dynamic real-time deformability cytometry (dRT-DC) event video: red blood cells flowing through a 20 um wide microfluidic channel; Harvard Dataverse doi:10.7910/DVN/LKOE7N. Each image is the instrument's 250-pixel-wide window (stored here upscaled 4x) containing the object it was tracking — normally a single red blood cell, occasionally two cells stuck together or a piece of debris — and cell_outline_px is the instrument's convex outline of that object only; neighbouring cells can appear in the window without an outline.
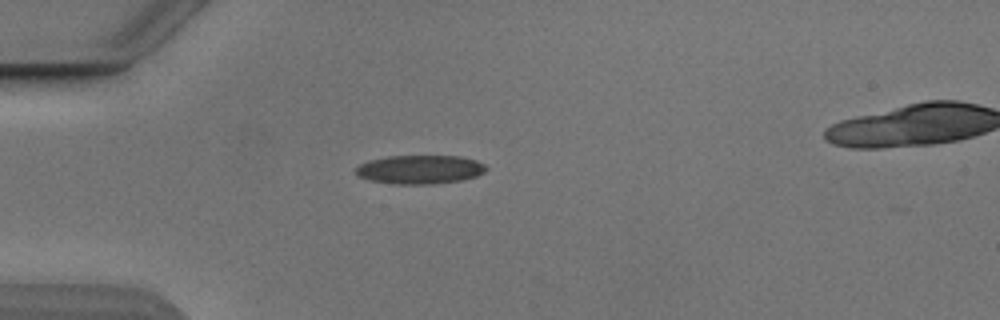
{"species": "Egyptian fruit bat (a non-hibernating species)", "species_latin": "Rousettus aegyptiacus", "temperature_condition": "cold", "stored_images_in_passage": 40, "segment_of_instrument_passage": [1, 2], "camera_frame_rate_fps": 3000, "um_per_image_px": 0.085, "animal": {"sex": "male"}, "frame": {"image": 1, "passage_image": 1, "time_ms": 0.0, "image_size_px": [1000, 320], "cell_outline_px": [[488, 168], [484, 172], [476, 176], [460, 180], [432, 184], [396, 184], [372, 180], [356, 176], [356, 168], [360, 164], [368, 160], [388, 156], [460, 156], [476, 160], [484, 164]], "centroid_in_image_um": [35.69, 14.4], "position_along_channel_um": 49.3, "area_um2": 21.79}}
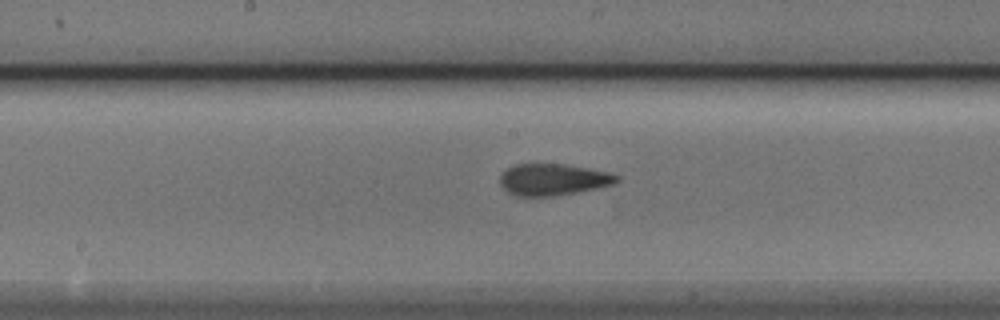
{"frame": {"image": 2, "passage_image": 14, "time_ms": 4.333, "image_size_px": [1000, 320], "cell_outline_px": [[620, 180], [616, 184], [576, 192], [552, 196], [516, 196], [508, 192], [500, 184], [500, 176], [512, 164], [568, 164], [608, 172], [620, 176]], "centroid_in_image_um": [47.03, 15.25], "position_along_channel_um": 201.2, "area_um2": 21.56}}
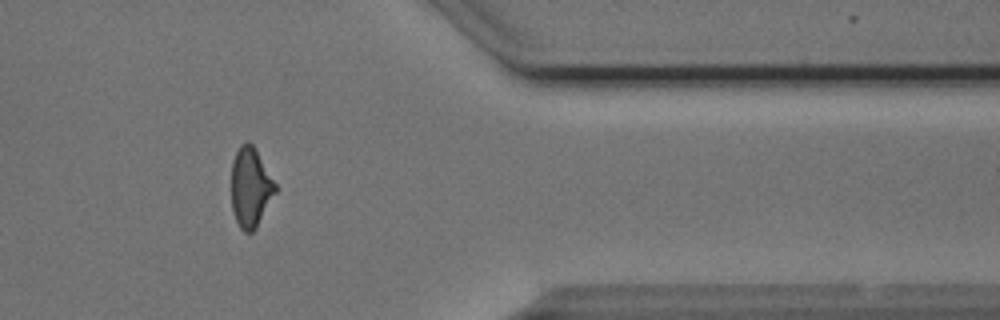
{"frame": {"image": 3, "passage_image": 30, "time_ms": 9.667, "image_size_px": [1000, 320], "cell_outline_px": [[276, 192], [256, 228], [252, 232], [244, 232], [240, 228], [236, 220], [232, 208], [232, 160], [240, 144], [248, 140], [256, 148], [276, 184]], "centroid_in_image_um": [21.29, 15.9], "position_along_channel_um": 390.1, "area_um2": 20.4}}